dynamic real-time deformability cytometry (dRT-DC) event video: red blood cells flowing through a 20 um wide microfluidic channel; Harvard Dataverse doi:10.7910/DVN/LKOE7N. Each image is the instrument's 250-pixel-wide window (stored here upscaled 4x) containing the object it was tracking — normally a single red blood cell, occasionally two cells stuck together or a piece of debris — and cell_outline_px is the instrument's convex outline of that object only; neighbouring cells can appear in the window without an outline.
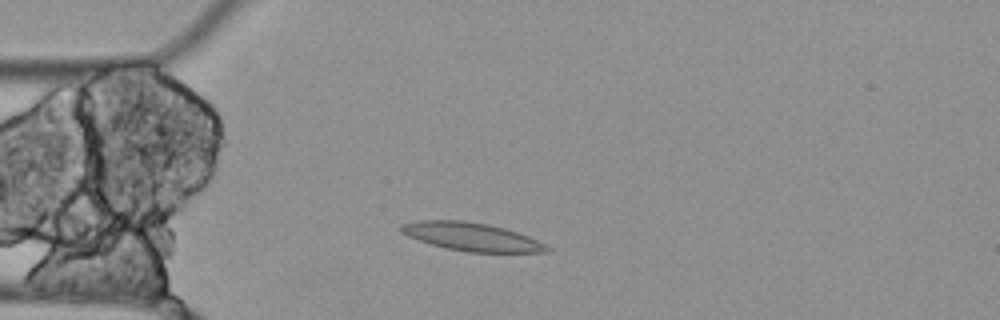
{"species": "Egyptian fruit bat (a non-hibernating species)", "species_latin": "Rousettus aegyptiacus", "temperature_condition": "cold", "stored_images_in_passage": 3, "camera_frame_rate_fps": 3000, "um_per_image_px": 0.085, "animal": {"sex": "female"}, "frame": {"image": 1, "passage_image": 3, "time_ms": 0.667, "image_size_px": [1000, 320], "cell_outline_px": [[552, 248], [548, 252], [468, 252], [444, 248], [408, 236], [400, 232], [400, 224], [416, 220], [464, 220], [488, 224], [504, 228], [528, 236]], "centroid_in_image_um": [40.05, 20.12], "position_along_channel_um": 44.9, "area_um2": 23.93}}